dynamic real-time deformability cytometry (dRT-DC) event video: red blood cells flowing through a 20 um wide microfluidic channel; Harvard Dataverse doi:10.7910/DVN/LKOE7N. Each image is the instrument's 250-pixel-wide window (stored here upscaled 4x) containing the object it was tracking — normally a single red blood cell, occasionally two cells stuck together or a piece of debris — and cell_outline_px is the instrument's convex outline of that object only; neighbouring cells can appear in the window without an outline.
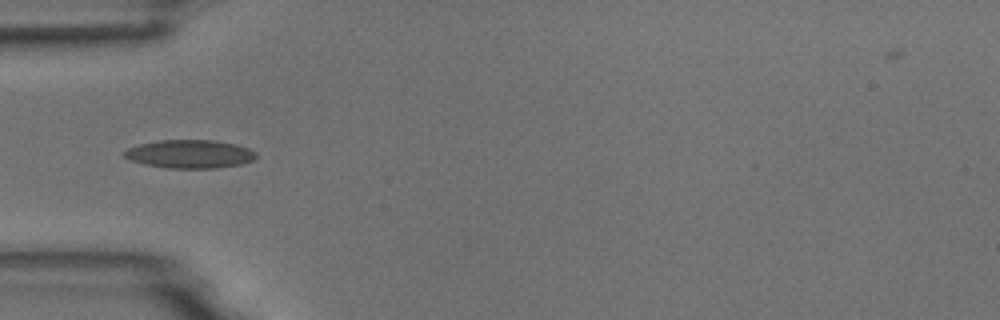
{"species": "common noctule bat (a hibernating species)", "species_latin": "Nyctalus noctula", "temperature_condition": "room temperature", "stored_images_in_passage": 9, "camera_frame_rate_fps": 3000, "um_per_image_px": 0.085, "animal": {"sex": "male", "body_mass_g": 18.8}, "frame": {"image": 1, "passage_image": 2, "time_ms": 0.333, "image_size_px": [1000, 320], "cell_outline_px": [[256, 156], [252, 160], [240, 164], [216, 168], [168, 168], [144, 164], [132, 160], [124, 156], [120, 152], [128, 148], [140, 144], [156, 140], [212, 140], [236, 144], [248, 148], [256, 152]], "centroid_in_image_um": [16.1, 13.08], "position_along_channel_um": 68.9, "area_um2": 21.73}}